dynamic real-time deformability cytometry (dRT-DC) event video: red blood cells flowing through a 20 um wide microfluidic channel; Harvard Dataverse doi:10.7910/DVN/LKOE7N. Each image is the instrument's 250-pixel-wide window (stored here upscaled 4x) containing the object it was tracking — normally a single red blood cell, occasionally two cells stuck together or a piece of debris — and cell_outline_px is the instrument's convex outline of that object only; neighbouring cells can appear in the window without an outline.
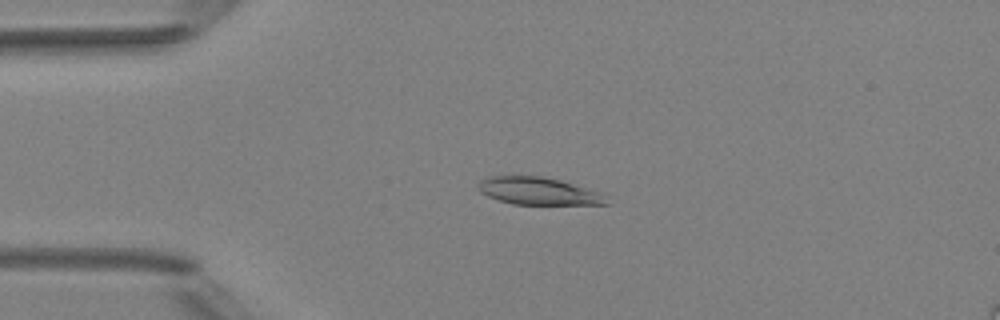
{"species": "Egyptian fruit bat (a non-hibernating species)", "species_latin": "Rousettus aegyptiacus", "temperature_condition": "room temperature", "stored_images_in_passage": 5, "camera_frame_rate_fps": 3000, "um_per_image_px": 0.085, "animal": {"sex": "female"}, "frame": {"image": 1, "passage_image": 4, "time_ms": 3.667, "image_size_px": [1000, 320], "cell_outline_px": [[608, 204], [512, 204], [488, 196], [480, 192], [476, 188], [480, 180], [488, 176], [540, 176], [560, 180], [600, 192], [604, 196]], "centroid_in_image_um": [45.7, 16.23], "position_along_channel_um": 39.3, "area_um2": 20.29}}